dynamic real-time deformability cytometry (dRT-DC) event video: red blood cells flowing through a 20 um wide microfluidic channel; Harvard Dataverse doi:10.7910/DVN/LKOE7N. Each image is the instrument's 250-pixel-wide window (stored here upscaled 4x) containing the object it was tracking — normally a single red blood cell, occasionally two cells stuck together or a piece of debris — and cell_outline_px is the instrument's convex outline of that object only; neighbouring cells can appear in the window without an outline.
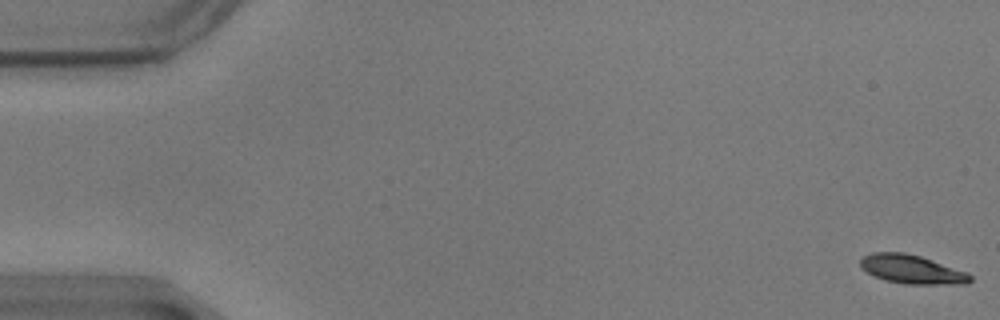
{"species": "common noctule bat (a hibernating species)", "species_latin": "Nyctalus noctula", "temperature_condition": "warm", "stored_images_in_passage": 15, "camera_frame_rate_fps": 3000, "um_per_image_px": 0.085, "animal": {"sex": "male", "body_mass_g": 17.9}, "frame": {"image": 1, "passage_image": 1, "time_ms": 0.0, "image_size_px": [1000, 320], "cell_outline_px": [[972, 280], [968, 284], [904, 284], [884, 280], [860, 268], [860, 256], [872, 252], [904, 252], [920, 256], [968, 272], [972, 276]], "centroid_in_image_um": [77.5, 22.89], "position_along_channel_um": 7.5, "area_um2": 18.61}}